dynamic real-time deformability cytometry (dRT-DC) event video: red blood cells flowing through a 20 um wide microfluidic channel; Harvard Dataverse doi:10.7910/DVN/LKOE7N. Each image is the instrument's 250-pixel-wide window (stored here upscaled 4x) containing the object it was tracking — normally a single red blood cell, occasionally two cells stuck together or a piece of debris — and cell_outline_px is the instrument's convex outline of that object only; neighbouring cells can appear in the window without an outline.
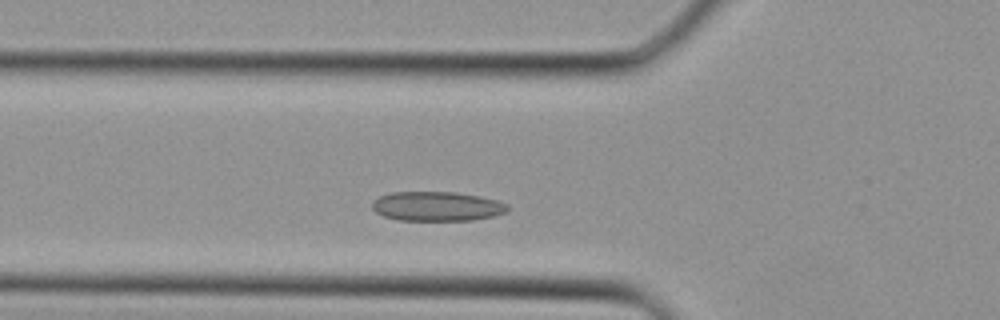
{"species": "Egyptian fruit bat (a non-hibernating species)", "species_latin": "Rousettus aegyptiacus", "temperature_condition": "cold", "stored_images_in_passage": 31, "camera_frame_rate_fps": 3000, "um_per_image_px": 0.085, "animal": {"sex": "female"}, "frame": {"image": 1, "passage_image": 5, "time_ms": 1.333, "image_size_px": [1000, 320], "cell_outline_px": [[508, 212], [492, 216], [472, 220], [396, 220], [384, 216], [376, 212], [372, 208], [372, 204], [380, 196], [392, 192], [456, 192], [480, 196], [496, 200], [508, 204]], "centroid_in_image_um": [37.16, 17.53], "position_along_channel_um": 88.6, "area_um2": 23.18}}
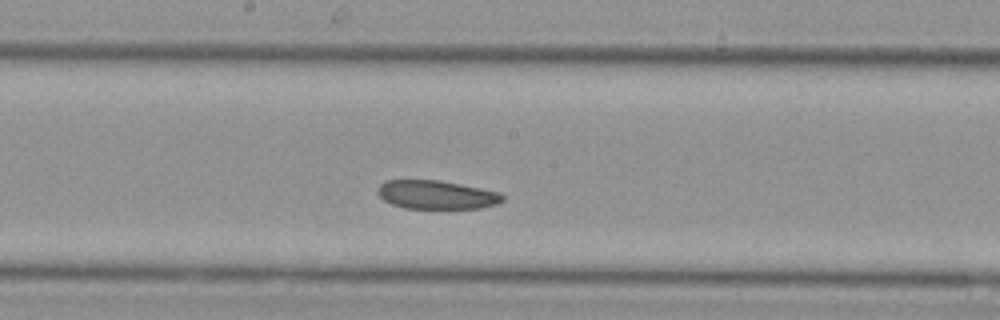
{"frame": {"image": 2, "passage_image": 12, "time_ms": 3.667, "image_size_px": [1000, 320], "cell_outline_px": [[504, 200], [496, 204], [480, 208], [404, 208], [392, 204], [384, 200], [376, 192], [376, 188], [380, 184], [388, 180], [440, 180], [500, 192], [504, 196]], "centroid_in_image_um": [37.09, 16.55], "position_along_channel_um": 211.1, "area_um2": 20.81}}
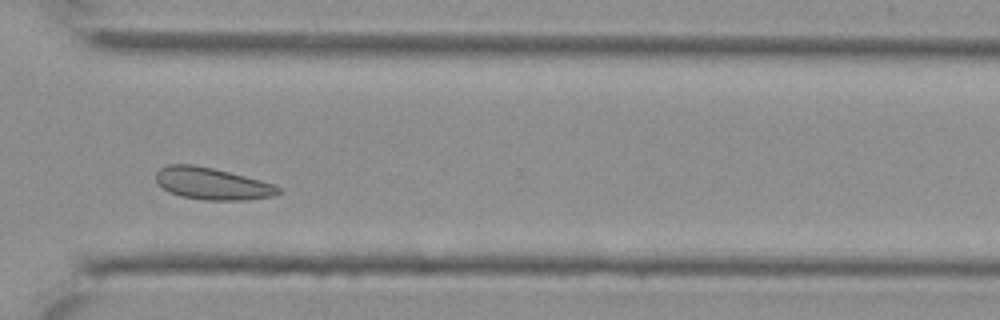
{"frame": {"image": 3, "passage_image": 20, "time_ms": 6.333, "image_size_px": [1000, 320], "cell_outline_px": [[280, 192], [272, 196], [248, 200], [204, 200], [180, 196], [168, 192], [156, 180], [156, 172], [160, 168], [168, 164], [192, 164], [212, 168], [260, 180], [272, 184], [280, 188]], "centroid_in_image_um": [18.0, 15.61], "position_along_channel_um": 352.6, "area_um2": 22.6}}